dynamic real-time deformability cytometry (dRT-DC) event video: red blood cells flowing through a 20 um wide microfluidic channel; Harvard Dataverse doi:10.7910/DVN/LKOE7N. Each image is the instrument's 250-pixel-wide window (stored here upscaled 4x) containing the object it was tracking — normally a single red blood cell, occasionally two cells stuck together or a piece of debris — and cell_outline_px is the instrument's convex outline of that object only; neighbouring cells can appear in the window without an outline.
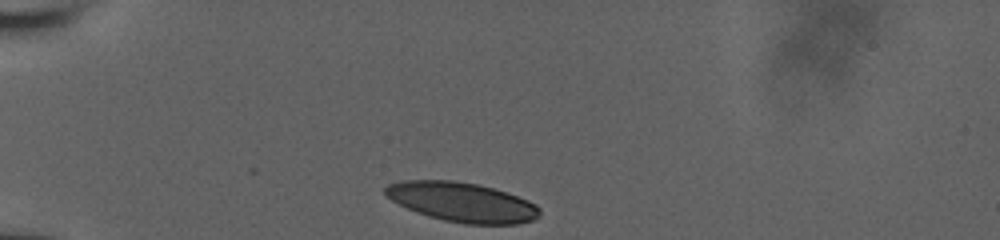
{"species": "human", "species_latin": "Homo sapiens", "temperature_condition": "room temperature", "stored_images_in_passage": 32, "camera_frame_rate_fps": 3000, "um_per_image_px": 0.085, "donor": {"sex": "male"}, "frame": {"image": 1, "passage_image": 1, "time_ms": 0.0, "image_size_px": [1000, 240], "cell_outline_px": [[540, 216], [536, 220], [516, 224], [464, 224], [444, 220], [428, 216], [416, 212], [384, 196], [384, 188], [388, 184], [400, 180], [452, 180], [480, 184], [508, 192], [528, 200], [536, 204], [540, 208]], "centroid_in_image_um": [39.29, 17.17], "position_along_channel_um": 45.7, "area_um2": 35.95}}
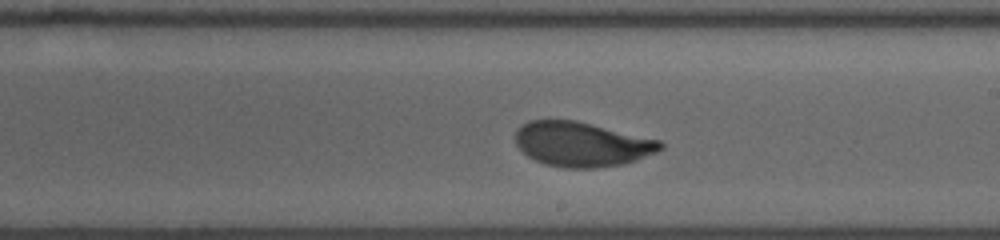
{"frame": {"image": 2, "passage_image": 19, "time_ms": 6.0, "image_size_px": [1000, 240], "cell_outline_px": [[664, 148], [656, 152], [636, 160], [624, 164], [596, 168], [564, 168], [544, 164], [528, 156], [516, 144], [516, 128], [528, 120], [576, 120], [660, 140], [664, 144]], "centroid_in_image_um": [49.45, 12.26], "position_along_channel_um": 239.5, "area_um2": 37.8}}
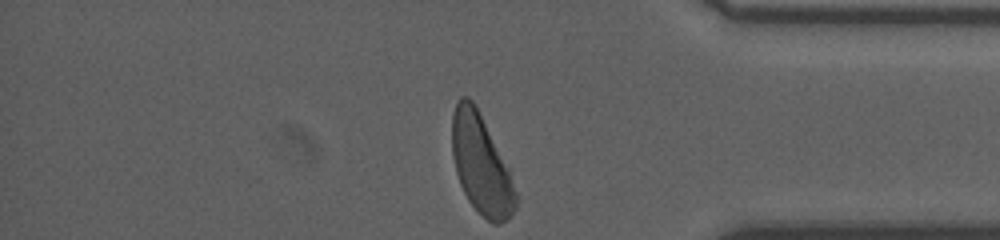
{"frame": {"image": 3, "passage_image": 32, "time_ms": 10.333, "image_size_px": [1000, 240], "cell_outline_px": [[516, 208], [500, 224], [492, 224], [468, 200], [460, 184], [456, 172], [452, 156], [452, 116], [456, 100], [460, 96], [468, 96], [472, 100], [508, 168], [516, 192]], "centroid_in_image_um": [40.86, 13.97], "position_along_channel_um": 394.3, "area_um2": 36.07}, "authors_computed_cell_mechanics": {"area_um2": 38.1769, "velocity_mm_per_s": 3.9042, "shape_relaxation_time_tau1_ms": 2.8458, "shape_relaxation_time_tau2_ms": 0.9175, "deformation_change_tau1": 0.1587, "deformation_change_tau2": 0.0629}}